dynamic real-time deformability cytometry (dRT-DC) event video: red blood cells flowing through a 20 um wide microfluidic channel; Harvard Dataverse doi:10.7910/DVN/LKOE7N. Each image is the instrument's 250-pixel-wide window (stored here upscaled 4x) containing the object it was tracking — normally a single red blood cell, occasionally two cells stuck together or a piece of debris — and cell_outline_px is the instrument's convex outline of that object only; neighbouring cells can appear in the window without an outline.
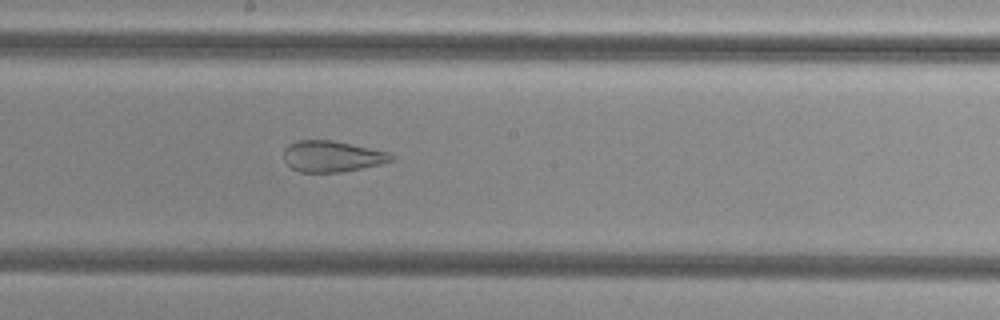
{"species": "common noctule bat (a hibernating species)", "species_latin": "Nyctalus noctula", "temperature_condition": "cold", "stored_images_in_passage": 53, "camera_frame_rate_fps": 3000, "um_per_image_px": 0.085, "animal": {"sex": "female", "body_mass_g": 29.2, "forearm_length_mm": 56.3}, "frame": {"image": 1, "passage_image": 29, "time_ms": 9.333, "image_size_px": [1000, 320], "cell_outline_px": [[392, 160], [380, 164], [340, 172], [300, 172], [292, 168], [284, 160], [284, 148], [288, 144], [296, 140], [332, 140], [388, 152], [392, 156]], "centroid_in_image_um": [28.16, 13.28], "position_along_channel_um": 220.0, "area_um2": 19.25}}
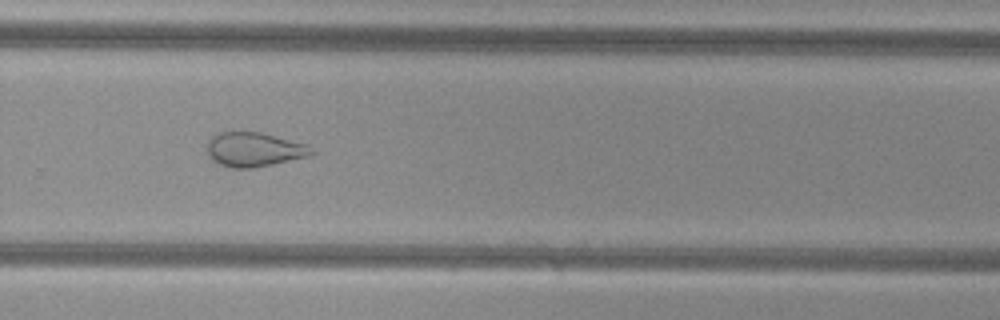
{"frame": {"image": 2, "passage_image": 36, "time_ms": 11.667, "image_size_px": [1000, 320], "cell_outline_px": [[316, 152], [312, 156], [252, 168], [232, 168], [220, 164], [212, 160], [208, 152], [208, 140], [216, 132], [260, 132], [308, 144]], "centroid_in_image_um": [21.64, 12.7], "position_along_channel_um": 308.2, "area_um2": 20.98}}
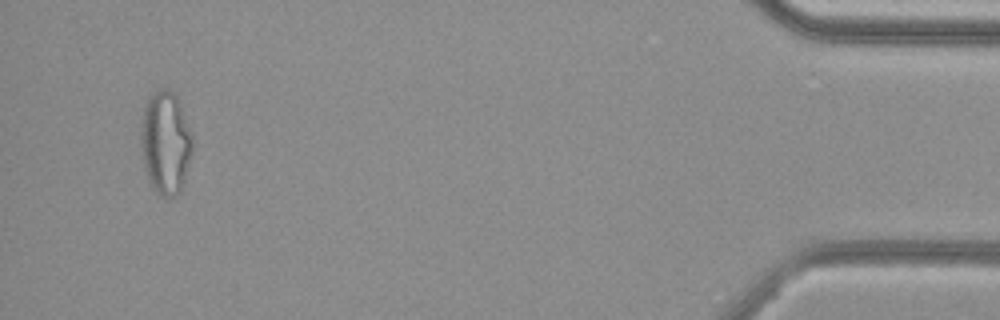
{"frame": {"image": 3, "passage_image": 51, "time_ms": 16.667, "image_size_px": [1000, 320], "cell_outline_px": [[192, 156], [180, 192], [176, 196], [168, 200], [160, 196], [152, 188], [148, 180], [144, 168], [140, 140], [140, 136], [144, 108], [148, 100], [160, 88], [168, 88], [180, 100], [192, 132]], "centroid_in_image_um": [14.09, 12.18], "position_along_channel_um": 421.1, "area_um2": 31.5}, "authors_computed_cell_mechanics": {"area_um2": 28.611, "velocity_mm_per_s": 3.79, "shape_relaxation_time_tau1_ms": null, "shape_relaxation_time_tau2_ms": 1.3812, "deformation_change_tau1": null, "deformation_change_tau2": 0.0912}}